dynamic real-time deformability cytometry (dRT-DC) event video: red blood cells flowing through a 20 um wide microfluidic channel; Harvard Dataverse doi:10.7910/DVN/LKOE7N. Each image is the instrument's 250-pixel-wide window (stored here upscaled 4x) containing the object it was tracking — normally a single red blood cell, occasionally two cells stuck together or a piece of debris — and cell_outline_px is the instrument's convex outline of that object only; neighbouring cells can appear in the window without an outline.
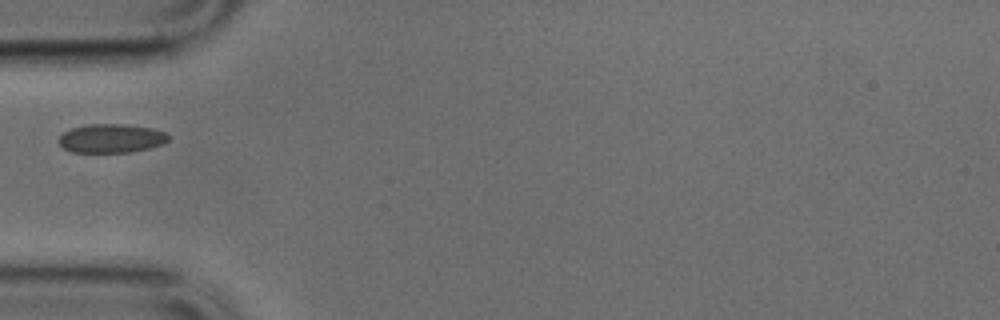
{"species": "common noctule bat (a hibernating species)", "species_latin": "Nyctalus noctula", "temperature_condition": "cold", "stored_images_in_passage": 32, "camera_frame_rate_fps": 3000, "um_per_image_px": 0.085, "animal": {"sex": "male", "body_mass_g": 17.9, "forearm_length_mm": 54.2}, "frame": {"image": 1, "passage_image": 1, "time_ms": 0.0, "image_size_px": [1000, 320], "cell_outline_px": [[172, 136], [168, 140], [160, 144], [148, 148], [128, 152], [72, 152], [64, 148], [60, 144], [60, 136], [64, 132], [72, 128], [92, 124], [124, 124], [152, 128], [168, 132]], "centroid_in_image_um": [9.5, 11.75], "position_along_channel_um": 75.5, "area_um2": 18.26}}
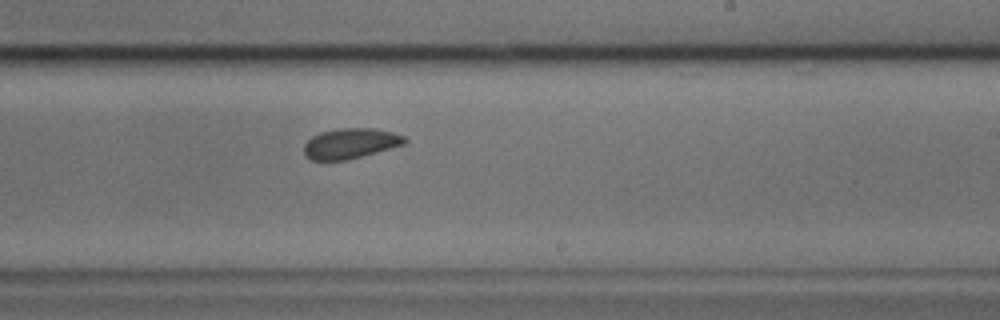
{"frame": {"image": 2, "passage_image": 15, "time_ms": 4.667, "image_size_px": [1000, 320], "cell_outline_px": [[408, 140], [404, 144], [348, 160], [312, 160], [304, 156], [304, 144], [312, 136], [320, 132], [336, 128], [372, 128], [392, 132], [404, 136]], "centroid_in_image_um": [29.76, 12.19], "position_along_channel_um": 259.2, "area_um2": 17.8}}
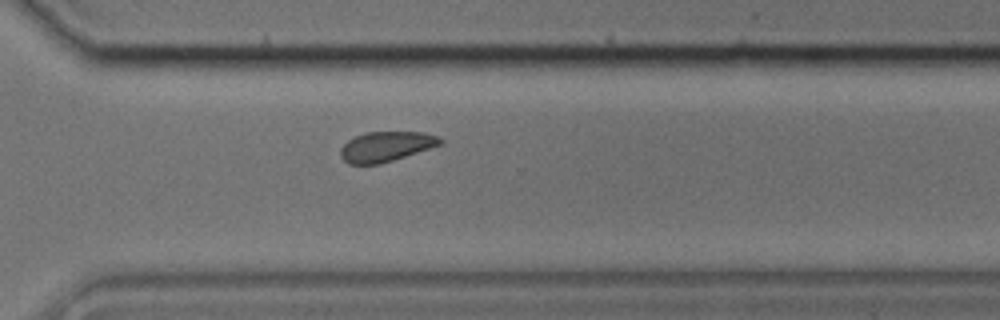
{"frame": {"image": 3, "passage_image": 21, "time_ms": 6.667, "image_size_px": [1000, 320], "cell_outline_px": [[444, 144], [380, 164], [348, 164], [340, 156], [340, 148], [348, 140], [364, 132], [424, 132], [440, 136], [444, 140]], "centroid_in_image_um": [32.85, 12.45], "position_along_channel_um": 337.8, "area_um2": 17.63}}